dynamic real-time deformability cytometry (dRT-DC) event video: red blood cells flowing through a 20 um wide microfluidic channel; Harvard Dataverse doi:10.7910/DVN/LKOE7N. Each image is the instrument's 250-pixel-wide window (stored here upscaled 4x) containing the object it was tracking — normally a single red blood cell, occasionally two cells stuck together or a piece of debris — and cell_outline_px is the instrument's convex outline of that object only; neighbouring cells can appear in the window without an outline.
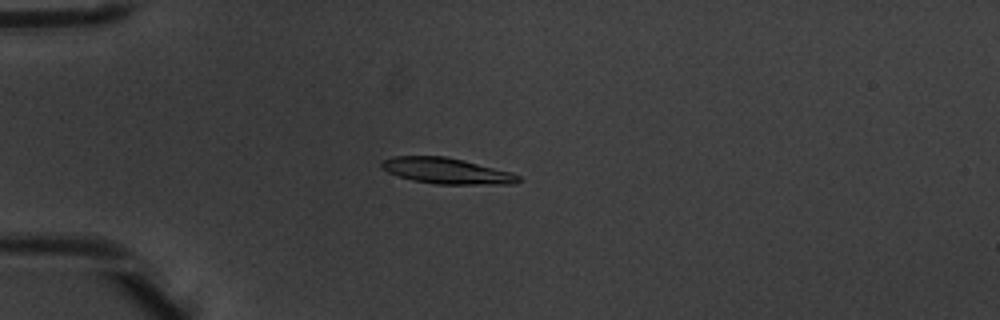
{"species": "common noctule bat (a hibernating species)", "species_latin": "Nyctalus noctula", "temperature_condition": "warm", "stored_images_in_passage": 6, "camera_frame_rate_fps": 3000, "um_per_image_px": 0.085, "animal": {"sex": "male", "body_mass_g": 20.1, "forearm_length_mm": 53.5}, "frame": {"image": 1, "passage_image": 4, "time_ms": 1.0, "image_size_px": [1000, 320], "cell_outline_px": [[520, 180], [516, 184], [436, 184], [412, 180], [388, 172], [380, 168], [380, 160], [392, 156], [444, 156], [512, 172], [520, 176]], "centroid_in_image_um": [37.92, 14.52], "position_along_channel_um": 47.1, "area_um2": 20.58}}